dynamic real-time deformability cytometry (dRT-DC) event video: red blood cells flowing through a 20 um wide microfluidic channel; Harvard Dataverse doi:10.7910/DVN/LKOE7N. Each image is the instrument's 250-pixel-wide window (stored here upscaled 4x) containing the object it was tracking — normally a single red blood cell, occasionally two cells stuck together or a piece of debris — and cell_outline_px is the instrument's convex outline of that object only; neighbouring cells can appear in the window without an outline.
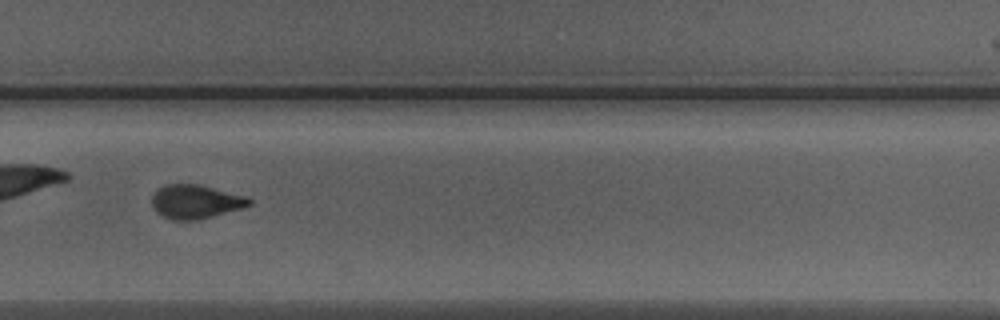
{"species": "Egyptian fruit bat (a non-hibernating species)", "species_latin": "Rousettus aegyptiacus", "temperature_condition": "warm", "stored_images_in_passage": 49, "camera_frame_rate_fps": 3000, "um_per_image_px": 0.085, "animal": {"sex": "male"}, "frame": {"image": 1, "passage_image": 35, "time_ms": 11.333, "image_size_px": [1000, 320], "cell_outline_px": [[252, 204], [244, 208], [196, 220], [172, 220], [156, 212], [152, 208], [152, 196], [160, 188], [168, 184], [196, 184], [248, 196], [252, 200]], "centroid_in_image_um": [16.65, 17.15], "position_along_channel_um": 313.1, "area_um2": 19.13}}
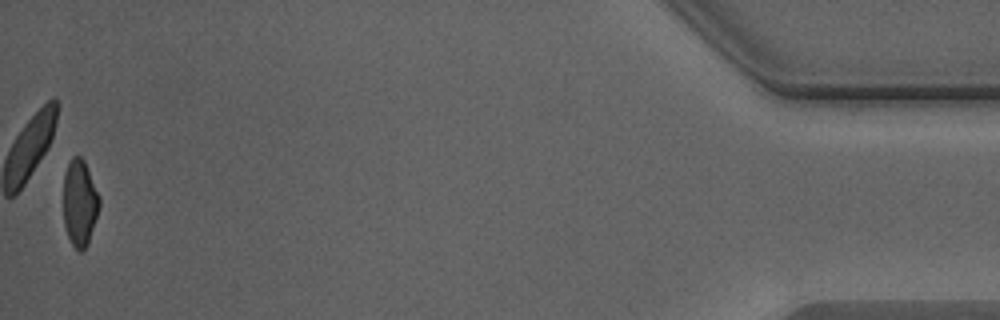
{"frame": {"image": 2, "passage_image": 49, "time_ms": 16.0, "image_size_px": [1000, 320], "cell_outline_px": [[100, 204], [88, 244], [80, 252], [72, 244], [68, 236], [64, 224], [64, 172], [72, 156], [80, 156], [84, 160], [100, 196]], "centroid_in_image_um": [6.78, 17.22], "position_along_channel_um": 428.4, "area_um2": 18.03}, "authors_computed_cell_mechanics": {"area_um2": 19.1896, "velocity_mm_per_s": 4.3157, "shape_relaxation_time_tau1_ms": 4.1255, "shape_relaxation_time_tau2_ms": 1.5158, "deformation_change_tau1": 0.1428, "deformation_change_tau2": 0.0762}}